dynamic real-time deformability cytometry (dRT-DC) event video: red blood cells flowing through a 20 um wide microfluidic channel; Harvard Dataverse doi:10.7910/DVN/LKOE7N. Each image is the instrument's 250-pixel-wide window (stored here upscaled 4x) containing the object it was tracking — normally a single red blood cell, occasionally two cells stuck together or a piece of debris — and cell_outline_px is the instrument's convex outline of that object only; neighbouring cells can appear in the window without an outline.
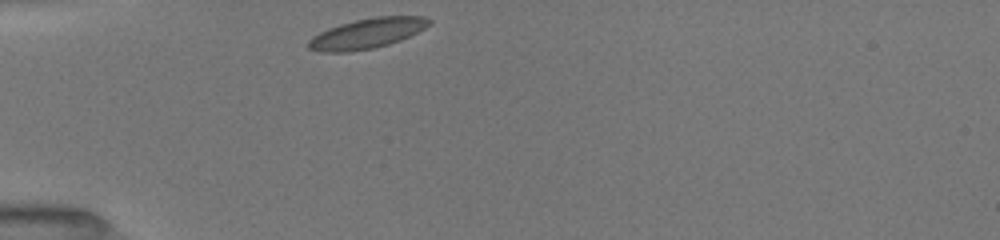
{"species": "common noctule bat (a hibernating species)", "species_latin": "Nyctalus noctula", "temperature_condition": "room temperature", "stored_images_in_passage": 31, "camera_frame_rate_fps": 3000, "um_per_image_px": 0.085, "animal": {"sex": "female", "body_mass_g": 19.5, "forearm_length_mm": 54.1}, "frame": {"image": 1, "passage_image": 1, "time_ms": 0.0, "image_size_px": [1000, 240], "cell_outline_px": [[432, 20], [424, 28], [400, 40], [388, 44], [372, 48], [348, 52], [320, 52], [308, 48], [308, 40], [312, 36], [328, 28], [340, 24], [356, 20], [376, 16], [424, 16]], "centroid_in_image_um": [31.16, 2.84], "position_along_channel_um": 53.8, "area_um2": 20.98}}
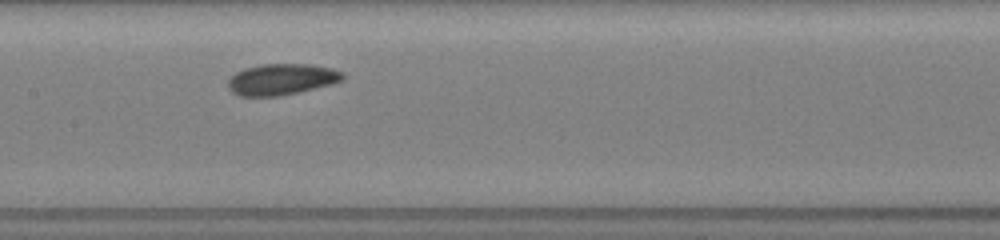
{"frame": {"image": 2, "passage_image": 12, "time_ms": 3.667, "image_size_px": [1000, 240], "cell_outline_px": [[344, 80], [332, 84], [296, 92], [276, 96], [240, 96], [232, 92], [228, 88], [228, 80], [236, 72], [244, 68], [260, 64], [308, 64], [328, 68], [340, 72], [344, 76]], "centroid_in_image_um": [23.89, 6.74], "position_along_channel_um": 183.5, "area_um2": 20.58}}
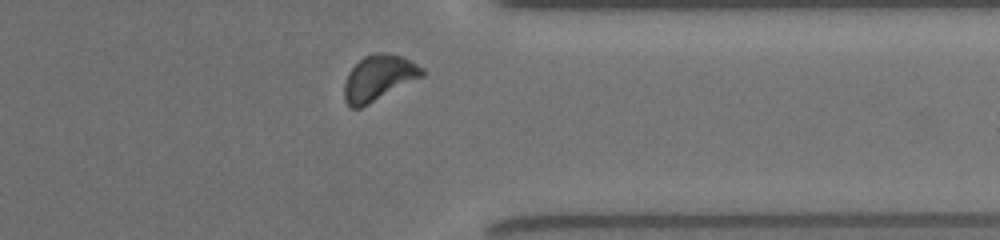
{"frame": {"image": 3, "passage_image": 27, "time_ms": 8.667, "image_size_px": [1000, 240], "cell_outline_px": [[424, 76], [360, 108], [352, 108], [344, 100], [344, 84], [348, 72], [364, 56], [376, 52], [384, 52], [400, 56], [424, 68]], "centroid_in_image_um": [32.18, 6.62], "position_along_channel_um": 379.2, "area_um2": 20.46}, "authors_computed_cell_mechanics": {"area_um2": 19.941, "velocity_mm_per_s": 3.9668, "shape_relaxation_time_tau1_ms": 2.4838, "shape_relaxation_time_tau2_ms": 3.1518, "deformation_change_tau1": 0.0662, "deformation_change_tau2": 0.0727}}